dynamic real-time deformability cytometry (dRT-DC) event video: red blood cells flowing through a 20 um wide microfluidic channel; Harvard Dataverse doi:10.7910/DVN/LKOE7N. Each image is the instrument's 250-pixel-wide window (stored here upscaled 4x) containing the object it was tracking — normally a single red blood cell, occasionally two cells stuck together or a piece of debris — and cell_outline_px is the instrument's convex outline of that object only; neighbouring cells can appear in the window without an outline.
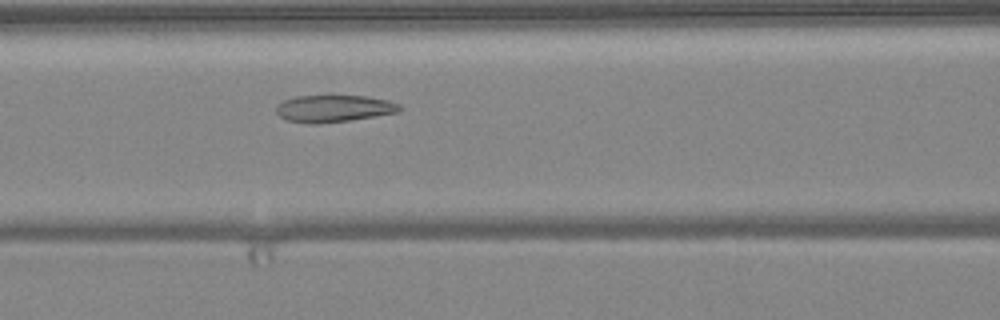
{"species": "common noctule bat (a hibernating species)", "species_latin": "Nyctalus noctula", "temperature_condition": "warm", "stored_images_in_passage": 47, "camera_frame_rate_fps": 3000, "um_per_image_px": 0.085, "animal": {"sex": "female", "body_mass_g": 24.6, "forearm_length_mm": 56.2}, "frame": {"image": 1, "passage_image": 18, "time_ms": 5.667, "image_size_px": [1000, 320], "cell_outline_px": [[404, 108], [400, 112], [376, 116], [348, 120], [316, 124], [308, 124], [288, 120], [280, 116], [276, 112], [276, 108], [284, 100], [296, 96], [332, 92], [368, 96], [388, 100], [400, 104]], "centroid_in_image_um": [28.42, 9.16], "position_along_channel_um": 138.2, "area_um2": 20.46}}
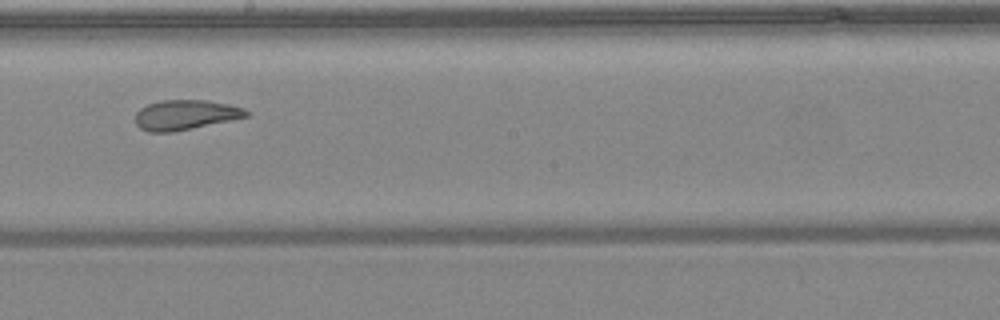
{"frame": {"image": 2, "passage_image": 25, "time_ms": 8.0, "image_size_px": [1000, 320], "cell_outline_px": [[248, 116], [172, 132], [148, 132], [140, 128], [136, 124], [136, 112], [140, 108], [148, 104], [160, 100], [204, 100], [228, 104], [244, 108], [248, 112]], "centroid_in_image_um": [15.71, 9.76], "position_along_channel_um": 232.5, "area_um2": 19.07}}
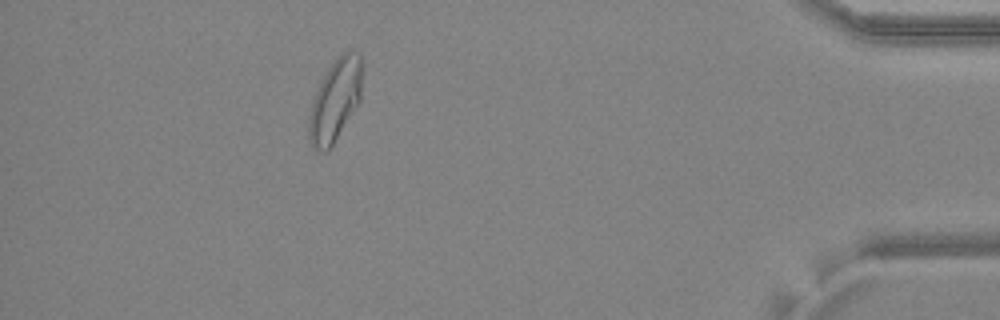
{"frame": {"image": 3, "passage_image": 42, "time_ms": 13.667, "image_size_px": [1000, 320], "cell_outline_px": [[360, 100], [328, 152], [320, 152], [312, 148], [308, 140], [308, 120], [312, 100], [328, 68], [348, 48], [360, 56]], "centroid_in_image_um": [28.44, 8.61], "position_along_channel_um": 406.8, "area_um2": 24.97}, "authors_computed_cell_mechanics": {"area_um2": 22.1374, "velocity_mm_per_s": 4.0416, "shape_relaxation_time_tau1_ms": 5.9952, "shape_relaxation_time_tau2_ms": 1.6127, "deformation_change_tau1": 0.1823, "deformation_change_tau2": 0.0874}}